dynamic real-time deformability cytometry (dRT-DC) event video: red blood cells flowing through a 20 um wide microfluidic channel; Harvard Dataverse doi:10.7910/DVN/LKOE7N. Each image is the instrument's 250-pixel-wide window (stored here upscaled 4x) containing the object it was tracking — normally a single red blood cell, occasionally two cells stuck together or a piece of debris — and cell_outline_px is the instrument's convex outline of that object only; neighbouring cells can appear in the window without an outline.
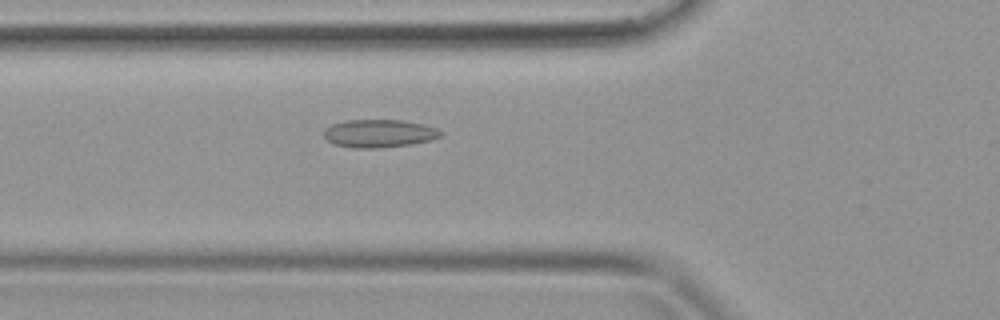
{"species": "common noctule bat (a hibernating species)", "species_latin": "Nyctalus noctula", "temperature_condition": "warm", "stored_images_in_passage": 39, "camera_frame_rate_fps": 3000, "um_per_image_px": 0.085, "animal": {"sex": "female", "body_mass_g": 19.9}, "frame": {"image": 1, "passage_image": 14, "time_ms": 4.333, "image_size_px": [1000, 320], "cell_outline_px": [[444, 132], [440, 136], [432, 140], [408, 144], [376, 148], [352, 148], [332, 144], [324, 136], [324, 128], [332, 124], [344, 120], [400, 120], [424, 124], [436, 128]], "centroid_in_image_um": [32.2, 11.34], "position_along_channel_um": 93.6, "area_um2": 19.07}}
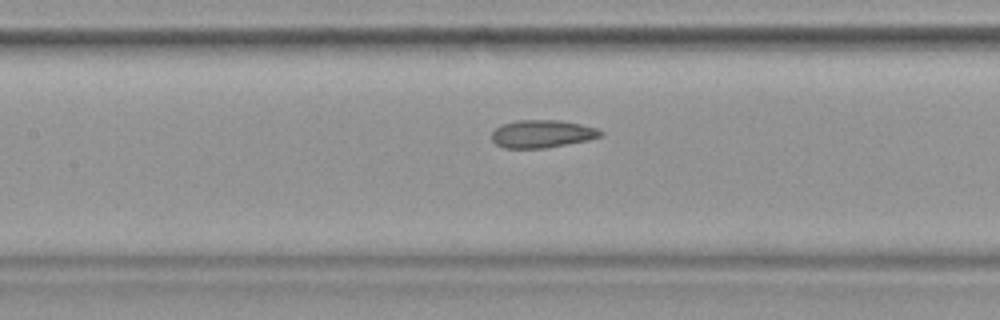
{"frame": {"image": 2, "passage_image": 18, "time_ms": 5.667, "image_size_px": [1000, 320], "cell_outline_px": [[604, 132], [600, 136], [588, 140], [544, 148], [504, 148], [496, 144], [492, 140], [492, 132], [500, 124], [516, 120], [560, 120], [580, 124], [596, 128]], "centroid_in_image_um": [46.04, 11.37], "position_along_channel_um": 161.4, "area_um2": 17.57}}
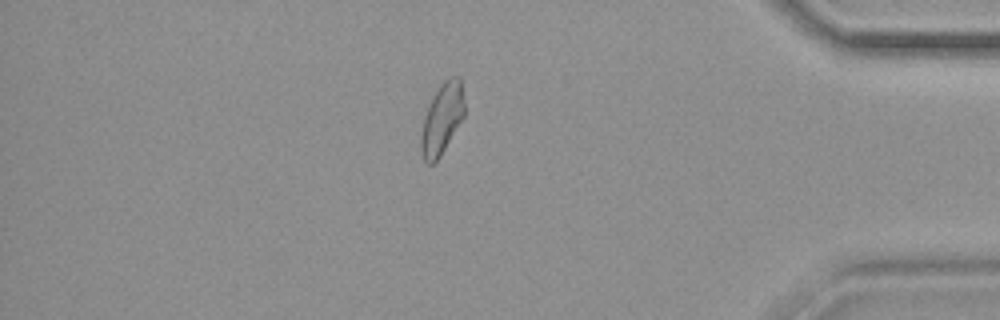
{"frame": {"image": 3, "passage_image": 34, "time_ms": 11.0, "image_size_px": [1000, 320], "cell_outline_px": [[464, 116], [440, 156], [432, 164], [428, 164], [424, 160], [420, 148], [420, 136], [424, 116], [428, 104], [432, 96], [440, 84], [448, 76], [460, 76], [464, 104]], "centroid_in_image_um": [37.55, 10.06], "position_along_channel_um": 397.7, "area_um2": 17.98}}